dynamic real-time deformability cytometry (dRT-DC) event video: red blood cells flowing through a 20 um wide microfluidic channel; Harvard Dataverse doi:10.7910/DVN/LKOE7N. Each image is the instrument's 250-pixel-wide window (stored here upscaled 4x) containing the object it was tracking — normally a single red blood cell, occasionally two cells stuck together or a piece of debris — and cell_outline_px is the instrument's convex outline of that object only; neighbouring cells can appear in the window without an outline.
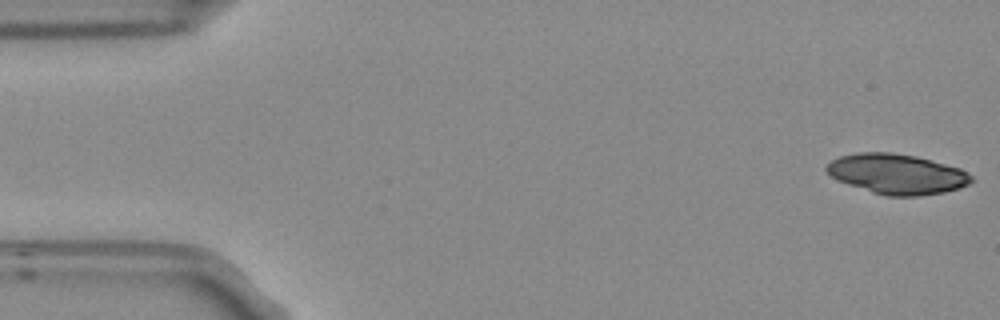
{"species": "Egyptian fruit bat (a non-hibernating species)", "species_latin": "Rousettus aegyptiacus", "temperature_condition": "room temperature", "stored_images_in_passage": 6, "camera_frame_rate_fps": 3000, "um_per_image_px": 0.085, "frame": {"image": 1, "passage_image": 1, "time_ms": 0.0, "image_size_px": [1000, 320], "cell_outline_px": [[972, 180], [968, 184], [960, 188], [944, 192], [920, 196], [888, 196], [872, 192], [836, 180], [824, 168], [832, 160], [840, 156], [860, 152], [892, 152], [916, 156], [960, 168], [972, 176]], "centroid_in_image_um": [76.24, 14.79], "position_along_channel_um": 8.8, "area_um2": 33.7}}